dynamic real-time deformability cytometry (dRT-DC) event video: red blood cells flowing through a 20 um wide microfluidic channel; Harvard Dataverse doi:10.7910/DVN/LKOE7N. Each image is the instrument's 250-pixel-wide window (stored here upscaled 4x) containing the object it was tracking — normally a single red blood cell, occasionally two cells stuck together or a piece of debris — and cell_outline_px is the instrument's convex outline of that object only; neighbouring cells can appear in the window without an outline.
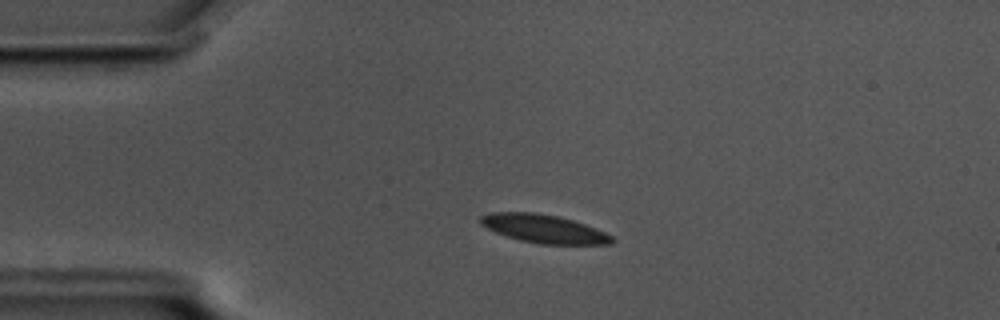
{"species": "common noctule bat (a hibernating species)", "species_latin": "Nyctalus noctula", "temperature_condition": "cold", "stored_images_in_passage": 47, "camera_frame_rate_fps": 3000, "um_per_image_px": 0.085, "animal": {"sex": "male", "body_mass_g": 17.5, "forearm_length_mm": 52.3}, "frame": {"image": 1, "passage_image": 2, "time_ms": 0.333, "image_size_px": [1000, 320], "cell_outline_px": [[616, 240], [612, 244], [540, 244], [520, 240], [496, 232], [480, 224], [480, 216], [492, 212], [536, 212], [556, 216], [572, 220], [596, 228], [612, 236]], "centroid_in_image_um": [46.24, 19.44], "position_along_channel_um": 38.8, "area_um2": 21.56}}
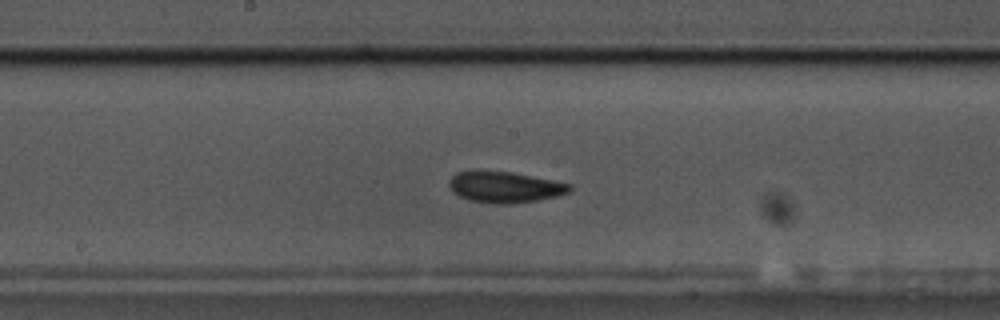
{"frame": {"image": 2, "passage_image": 19, "time_ms": 6.0, "image_size_px": [1000, 320], "cell_outline_px": [[572, 188], [568, 192], [556, 196], [536, 200], [508, 204], [492, 204], [468, 200], [452, 192], [448, 184], [452, 176], [456, 172], [512, 172], [572, 184]], "centroid_in_image_um": [42.9, 15.92], "position_along_channel_um": 205.3, "area_um2": 21.5}}
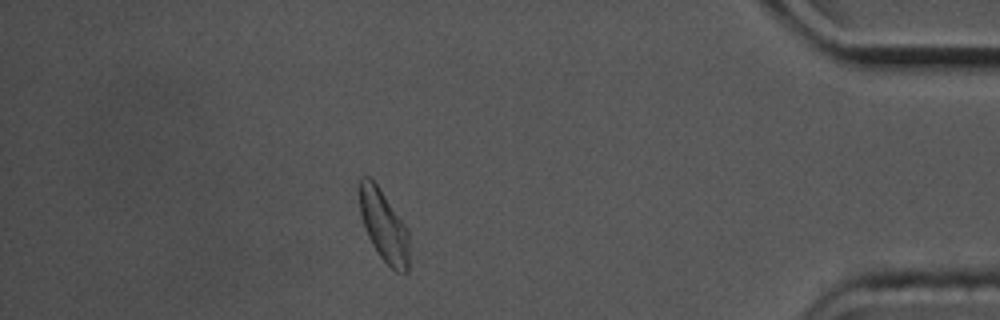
{"frame": {"image": 3, "passage_image": 40, "time_ms": 13.0, "image_size_px": [1000, 320], "cell_outline_px": [[408, 272], [396, 272], [380, 256], [372, 244], [364, 228], [360, 212], [360, 176], [368, 176], [376, 184], [408, 228]], "centroid_in_image_um": [32.62, 19.21], "position_along_channel_um": 402.6, "area_um2": 20.35}, "authors_computed_cell_mechanics": {"area_um2": 21.3282, "velocity_mm_per_s": 3.4541, "shape_relaxation_time_tau1_ms": 5.0447, "shape_relaxation_time_tau2_ms": 1.851, "deformation_change_tau1": 0.1547, "deformation_change_tau2": 0.0787}}